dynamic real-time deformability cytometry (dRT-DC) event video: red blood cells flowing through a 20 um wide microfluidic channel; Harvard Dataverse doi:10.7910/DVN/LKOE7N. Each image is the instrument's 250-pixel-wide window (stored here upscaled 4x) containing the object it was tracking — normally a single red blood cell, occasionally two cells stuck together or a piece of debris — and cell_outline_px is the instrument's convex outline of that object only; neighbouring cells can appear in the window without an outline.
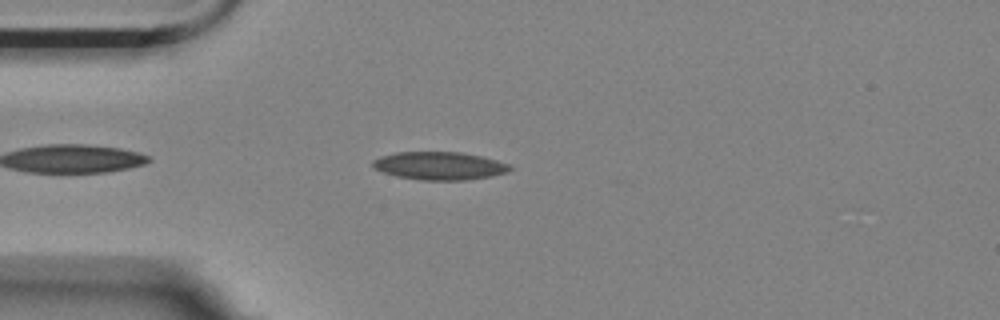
{"species": "Egyptian fruit bat (a non-hibernating species)", "species_latin": "Rousettus aegyptiacus", "temperature_condition": "room temperature", "stored_images_in_passage": 8, "camera_frame_rate_fps": 3000, "um_per_image_px": 0.085, "animal": {"sex": "female"}, "frame": {"image": 1, "passage_image": 4, "time_ms": 1.0, "image_size_px": [1000, 320], "cell_outline_px": [[512, 168], [508, 172], [492, 176], [468, 180], [420, 180], [396, 176], [372, 168], [372, 160], [380, 156], [396, 152], [460, 152], [480, 156], [512, 164]], "centroid_in_image_um": [37.36, 14.09], "position_along_channel_um": 47.6, "area_um2": 22.54}}
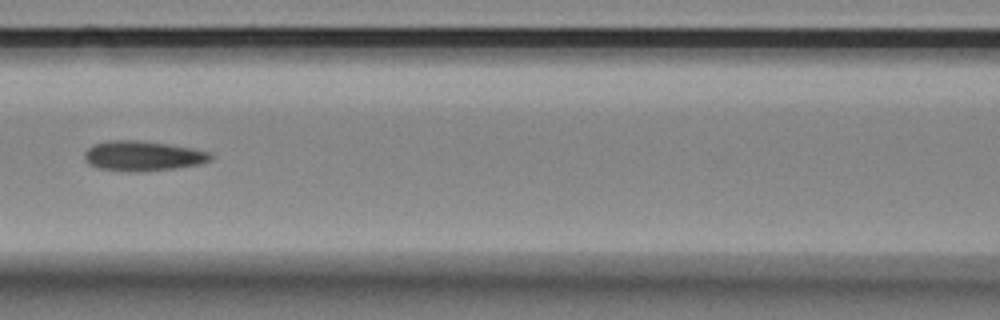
{"frame": {"image": 2, "passage_image": 7, "time_ms": 2.0, "image_size_px": [1000, 320], "cell_outline_px": [[212, 160], [196, 164], [172, 168], [140, 172], [128, 172], [100, 168], [88, 164], [84, 160], [84, 152], [88, 148], [96, 144], [108, 140], [136, 140], [168, 144], [192, 148], [208, 152], [212, 156]], "centroid_in_image_um": [12.08, 13.25], "position_along_channel_um": 154.5, "area_um2": 21.85}}
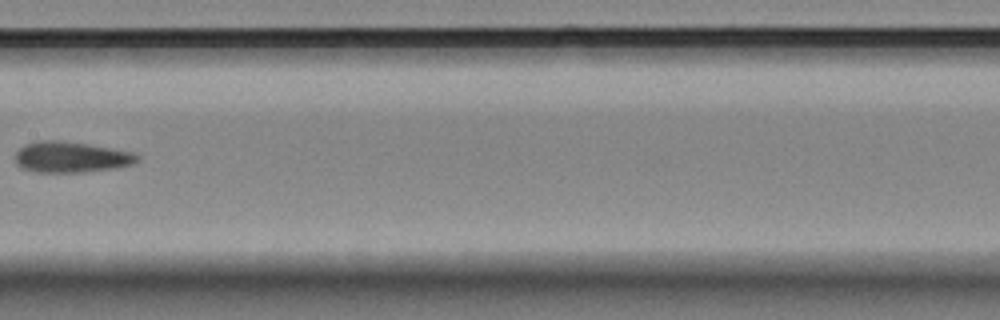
{"frame": {"image": 3, "passage_image": 8, "time_ms": 2.333, "image_size_px": [1000, 320], "cell_outline_px": [[140, 160], [132, 164], [116, 168], [80, 172], [36, 172], [24, 168], [16, 164], [16, 152], [24, 144], [36, 140], [60, 140], [88, 144], [132, 152], [140, 156]], "centroid_in_image_um": [6.04, 13.34], "position_along_channel_um": 201.4, "area_um2": 21.96}}